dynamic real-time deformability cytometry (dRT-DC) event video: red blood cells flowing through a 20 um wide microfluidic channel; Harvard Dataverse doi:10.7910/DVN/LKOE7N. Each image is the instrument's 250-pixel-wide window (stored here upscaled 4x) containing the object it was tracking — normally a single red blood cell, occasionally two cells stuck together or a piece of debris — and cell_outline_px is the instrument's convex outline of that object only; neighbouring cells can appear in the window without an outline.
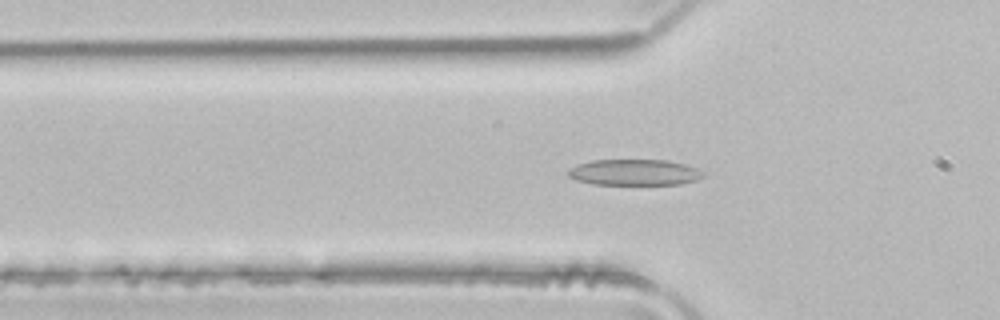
{"species": "common noctule bat (a hibernating species)", "species_latin": "Nyctalus noctula", "temperature_condition": "room temperature", "stored_images_in_passage": 50, "camera_frame_rate_fps": 3000, "um_per_image_px": 0.085, "animal": {"sex": "male", "body_mass_g": 21.5, "forearm_length_mm": 52.0}, "frame": {"image": 1, "passage_image": 16, "time_ms": 5.0, "image_size_px": [1000, 320], "cell_outline_px": [[708, 176], [700, 180], [680, 184], [592, 184], [576, 180], [568, 176], [568, 168], [592, 160], [668, 160], [684, 164], [696, 168], [704, 172]], "centroid_in_image_um": [53.98, 14.65], "position_along_channel_um": 71.8, "area_um2": 20.63}}
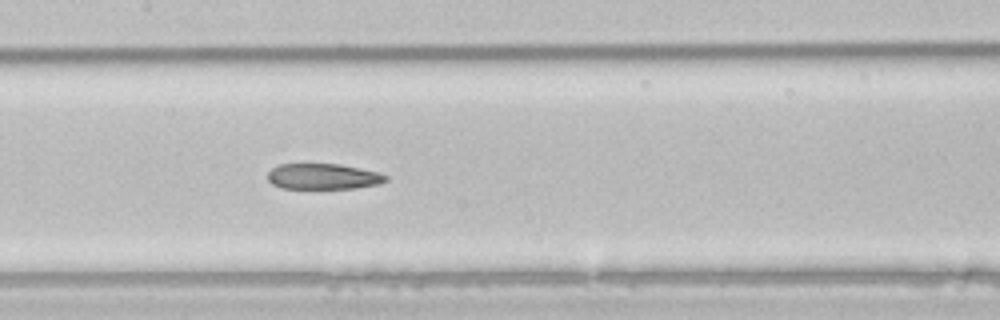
{"frame": {"image": 2, "passage_image": 24, "time_ms": 7.667, "image_size_px": [1000, 320], "cell_outline_px": [[388, 180], [380, 184], [356, 188], [280, 188], [272, 184], [268, 180], [268, 172], [272, 168], [280, 164], [340, 164], [376, 172], [388, 176]], "centroid_in_image_um": [27.46, 15.0], "position_along_channel_um": 179.9, "area_um2": 17.63}}
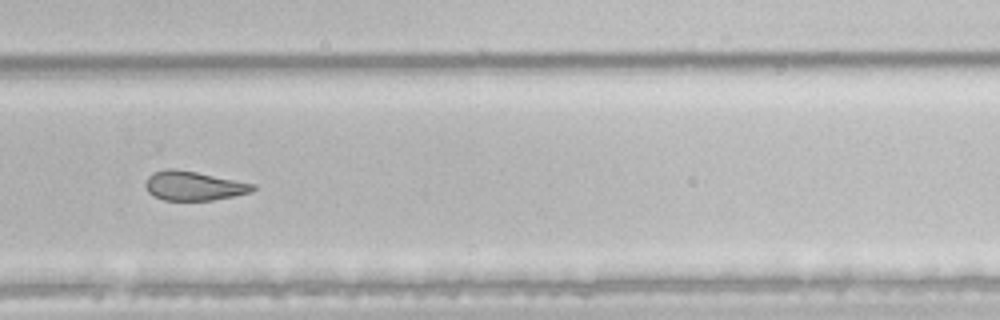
{"frame": {"image": 3, "passage_image": 34, "time_ms": 11.0, "image_size_px": [1000, 320], "cell_outline_px": [[256, 188], [252, 192], [212, 200], [164, 200], [148, 192], [144, 184], [148, 176], [152, 172], [168, 168], [172, 168], [196, 172], [256, 184]], "centroid_in_image_um": [16.45, 15.78], "position_along_channel_um": 313.3, "area_um2": 18.21}, "authors_computed_cell_mechanics": {"area_um2": 21.6172, "velocity_mm_per_s": 4.0166, "shape_relaxation_time_tau1_ms": null, "shape_relaxation_time_tau2_ms": 3.03, "deformation_change_tau1": null, "deformation_change_tau2": 0.1209}}